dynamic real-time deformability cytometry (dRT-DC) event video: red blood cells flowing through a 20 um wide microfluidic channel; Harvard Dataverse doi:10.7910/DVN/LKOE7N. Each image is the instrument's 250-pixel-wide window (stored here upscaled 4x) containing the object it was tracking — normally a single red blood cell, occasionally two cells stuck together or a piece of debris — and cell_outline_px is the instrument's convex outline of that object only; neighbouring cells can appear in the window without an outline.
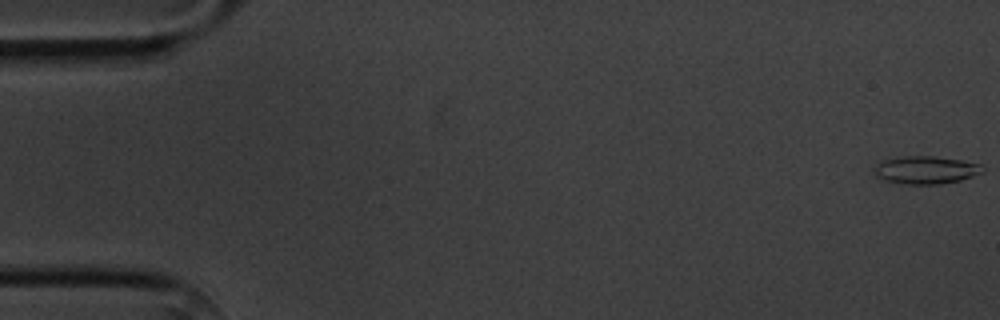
{"species": "common noctule bat (a hibernating species)", "species_latin": "Nyctalus noctula", "temperature_condition": "cold", "stored_images_in_passage": 5, "camera_frame_rate_fps": 3000, "um_per_image_px": 0.085, "animal": {"sex": "male", "body_mass_g": 20.1, "forearm_length_mm": 53.5}, "frame": {"image": 1, "passage_image": 1, "time_ms": 0.0, "image_size_px": [1000, 320], "cell_outline_px": [[984, 172], [960, 180], [940, 184], [904, 184], [884, 180], [876, 176], [872, 172], [872, 168], [884, 160], [908, 156], [936, 156], [984, 164]], "centroid_in_image_um": [78.71, 14.45], "position_along_channel_um": 6.3, "area_um2": 17.63}}
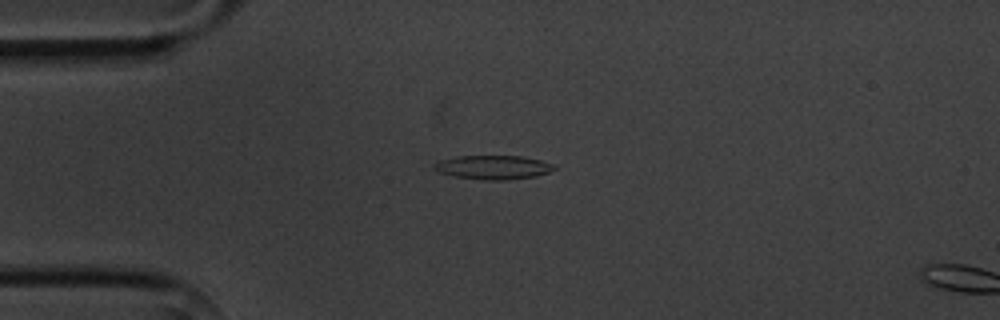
{"frame": {"image": 2, "passage_image": 4, "time_ms": 4.333, "image_size_px": [1000, 320], "cell_outline_px": [[556, 168], [548, 172], [536, 176], [508, 180], [484, 180], [452, 176], [440, 172], [432, 168], [432, 164], [440, 160], [456, 156], [520, 156], [540, 160], [556, 164]], "centroid_in_image_um": [41.91, 14.22], "position_along_channel_um": 43.1, "area_um2": 16.88}}